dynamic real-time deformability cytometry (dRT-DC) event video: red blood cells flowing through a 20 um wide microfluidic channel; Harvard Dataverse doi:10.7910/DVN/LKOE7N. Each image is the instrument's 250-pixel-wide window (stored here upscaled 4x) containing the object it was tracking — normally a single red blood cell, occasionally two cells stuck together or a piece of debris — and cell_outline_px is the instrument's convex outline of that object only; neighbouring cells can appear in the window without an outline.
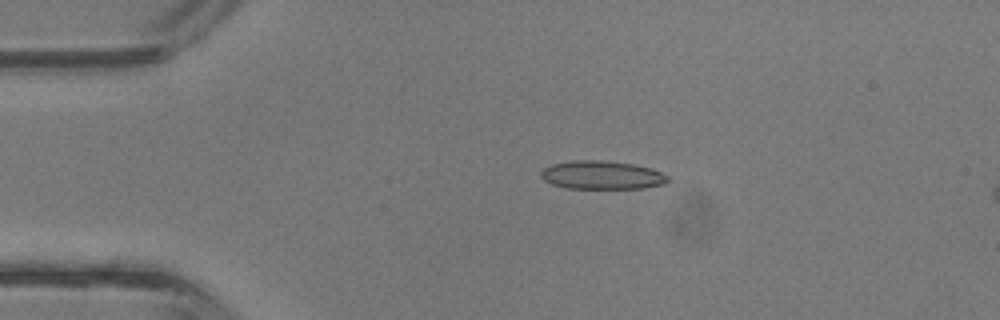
{"species": "common noctule bat (a hibernating species)", "species_latin": "Nyctalus noctula", "temperature_condition": "room temperature", "stored_images_in_passage": 13, "camera_frame_rate_fps": 3000, "um_per_image_px": 0.085, "animal": {"sex": "male", "body_mass_g": 13.3}, "frame": {"image": 1, "passage_image": 8, "time_ms": 2.333, "image_size_px": [1000, 320], "cell_outline_px": [[668, 180], [664, 184], [644, 188], [568, 188], [552, 184], [544, 180], [540, 176], [540, 172], [544, 168], [552, 164], [572, 160], [604, 160], [632, 164], [652, 168], [668, 176]], "centroid_in_image_um": [51.15, 14.87], "position_along_channel_um": 33.9, "area_um2": 20.98}}